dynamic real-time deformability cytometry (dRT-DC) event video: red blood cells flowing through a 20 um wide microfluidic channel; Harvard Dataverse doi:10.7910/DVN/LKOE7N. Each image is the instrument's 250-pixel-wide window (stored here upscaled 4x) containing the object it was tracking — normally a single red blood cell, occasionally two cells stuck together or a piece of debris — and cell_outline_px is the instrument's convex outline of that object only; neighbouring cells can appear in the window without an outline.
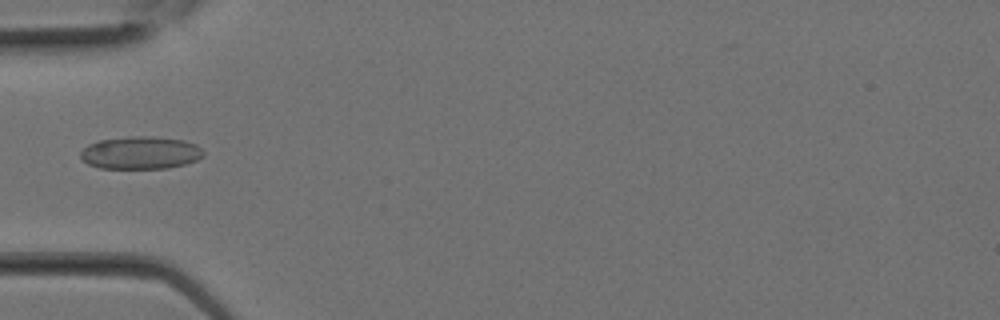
{"species": "Egyptian fruit bat (a non-hibernating species)", "species_latin": "Rousettus aegyptiacus", "temperature_condition": "room temperature", "stored_images_in_passage": 8, "camera_frame_rate_fps": 3000, "um_per_image_px": 0.085, "animal": {"sex": "female"}, "frame": {"image": 1, "passage_image": 7, "time_ms": 2.0, "image_size_px": [1000, 320], "cell_outline_px": [[204, 156], [196, 160], [184, 164], [168, 168], [100, 168], [88, 164], [80, 156], [80, 152], [88, 144], [100, 140], [136, 136], [152, 136], [184, 140], [196, 144], [204, 152]], "centroid_in_image_um": [11.96, 12.98], "position_along_channel_um": 73.0, "area_um2": 23.29}}